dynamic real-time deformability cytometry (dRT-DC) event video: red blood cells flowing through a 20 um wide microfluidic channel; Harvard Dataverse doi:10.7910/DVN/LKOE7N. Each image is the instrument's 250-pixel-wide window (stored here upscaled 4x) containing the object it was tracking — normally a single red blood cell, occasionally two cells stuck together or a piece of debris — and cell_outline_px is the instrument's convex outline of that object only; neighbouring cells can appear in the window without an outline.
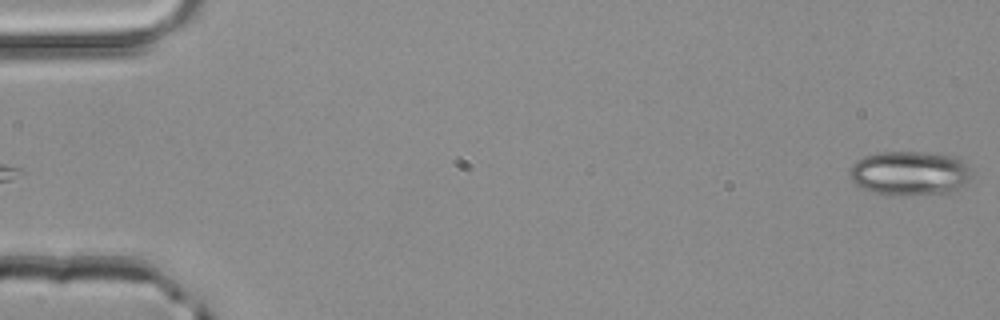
{"species": "common noctule bat (a hibernating species)", "species_latin": "Nyctalus noctula", "temperature_condition": "room temperature", "stored_images_in_passage": 4, "segment_of_instrument_passage": [2, 2], "camera_frame_rate_fps": 3000, "um_per_image_px": 0.085, "animal": {"sex": "male", "body_mass_g": 20.4}, "frame": {"image": 1, "passage_image": 4, "time_ms": 1.0, "image_size_px": [1000, 320], "cell_outline_px": [[972, 176], [956, 192], [876, 192], [864, 188], [856, 184], [852, 180], [852, 168], [856, 160], [864, 156], [880, 152], [920, 152], [956, 156], [964, 160]], "centroid_in_image_um": [77.39, 14.66], "position_along_channel_um": 7.6, "area_um2": 30.23}}